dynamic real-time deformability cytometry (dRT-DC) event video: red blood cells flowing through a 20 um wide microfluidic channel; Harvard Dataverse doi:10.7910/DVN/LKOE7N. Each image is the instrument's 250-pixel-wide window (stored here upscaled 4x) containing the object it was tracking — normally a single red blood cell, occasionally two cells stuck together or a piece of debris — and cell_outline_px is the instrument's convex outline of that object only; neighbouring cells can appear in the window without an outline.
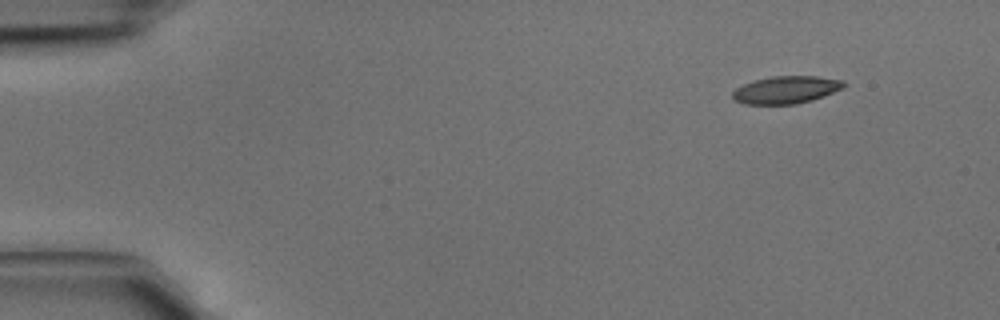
{"species": "common noctule bat (a hibernating species)", "species_latin": "Nyctalus noctula", "temperature_condition": "cold", "stored_images_in_passage": 4, "camera_frame_rate_fps": 3000, "um_per_image_px": 0.085, "animal": {"sex": "male", "body_mass_g": 15.6}, "frame": {"image": 1, "passage_image": 1, "time_ms": 0.0, "image_size_px": [1000, 320], "cell_outline_px": [[844, 84], [840, 88], [824, 96], [812, 100], [796, 104], [744, 104], [732, 100], [732, 92], [736, 88], [744, 84], [756, 80], [772, 76], [816, 76], [844, 80]], "centroid_in_image_um": [66.77, 7.64], "position_along_channel_um": 18.2, "area_um2": 17.69}}
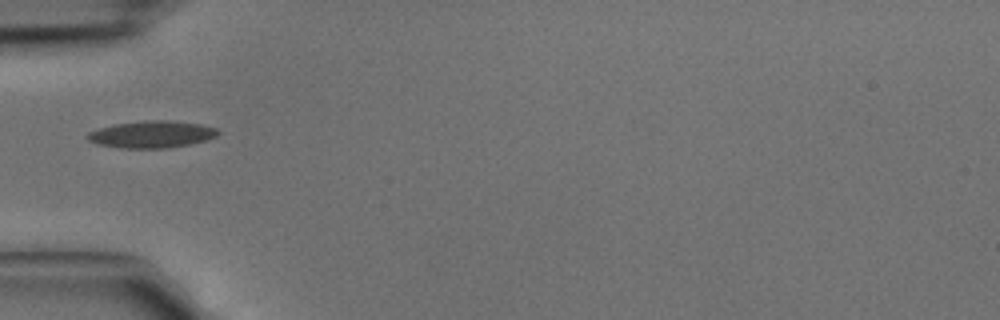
{"frame": {"image": 2, "passage_image": 3, "time_ms": 0.667, "image_size_px": [1000, 320], "cell_outline_px": [[220, 132], [216, 136], [204, 140], [188, 144], [164, 148], [120, 148], [96, 144], [88, 140], [88, 132], [96, 128], [116, 124], [152, 120], [164, 120], [200, 124], [216, 128]], "centroid_in_image_um": [12.85, 11.42], "position_along_channel_um": 72.1, "area_um2": 20.23}}